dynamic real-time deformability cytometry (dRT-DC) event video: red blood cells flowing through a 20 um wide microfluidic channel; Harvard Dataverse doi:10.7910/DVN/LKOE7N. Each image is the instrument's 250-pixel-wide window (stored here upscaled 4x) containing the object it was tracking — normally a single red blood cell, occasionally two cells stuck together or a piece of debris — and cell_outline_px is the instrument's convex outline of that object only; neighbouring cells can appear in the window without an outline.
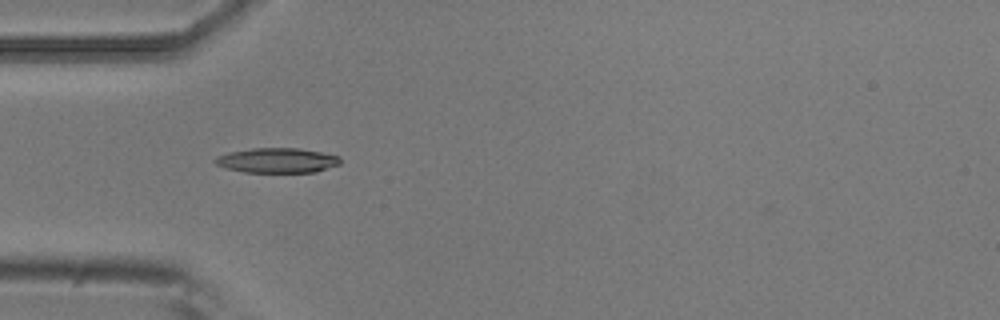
{"species": "common noctule bat (a hibernating species)", "species_latin": "Nyctalus noctula", "temperature_condition": "room temperature", "stored_images_in_passage": 8, "camera_frame_rate_fps": 3000, "um_per_image_px": 0.085, "animal": {"sex": "male", "body_mass_g": 20.5, "forearm_length_mm": 52.5}, "frame": {"image": 1, "passage_image": 4, "time_ms": 1.0, "image_size_px": [1000, 320], "cell_outline_px": [[340, 164], [316, 172], [244, 172], [228, 168], [216, 164], [212, 160], [216, 156], [228, 152], [252, 148], [296, 148], [320, 152], [340, 156]], "centroid_in_image_um": [23.54, 13.63], "position_along_channel_um": 61.5, "area_um2": 18.09}}
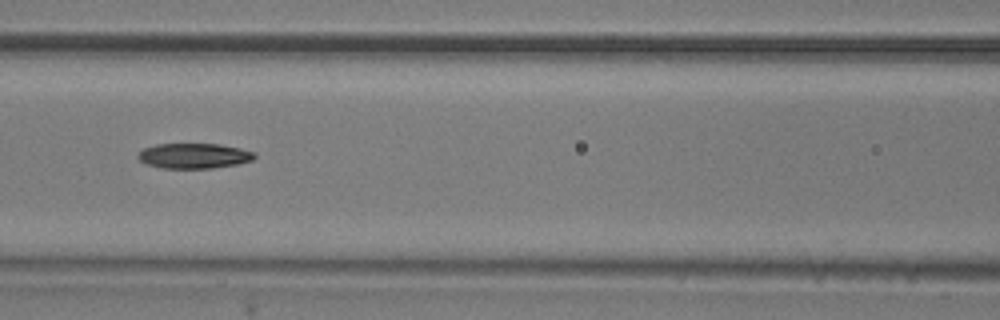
{"frame": {"image": 2, "passage_image": 6, "time_ms": 1.667, "image_size_px": [1000, 320], "cell_outline_px": [[256, 156], [252, 160], [236, 164], [212, 168], [160, 168], [148, 164], [140, 160], [136, 156], [144, 148], [156, 144], [220, 144], [240, 148], [256, 152]], "centroid_in_image_um": [16.5, 13.24], "position_along_channel_um": 150.1, "area_um2": 17.05}}
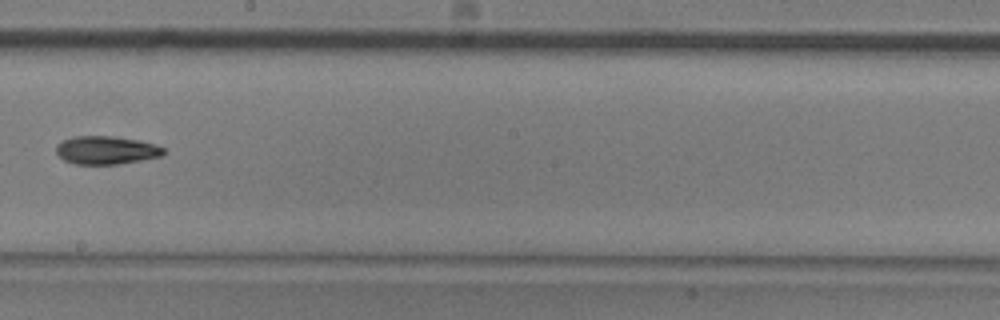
{"frame": {"image": 3, "passage_image": 8, "time_ms": 2.333, "image_size_px": [1000, 320], "cell_outline_px": [[164, 156], [120, 164], [72, 164], [64, 160], [56, 152], [56, 144], [64, 140], [76, 136], [112, 136], [140, 140], [156, 144], [164, 148]], "centroid_in_image_um": [9.06, 12.77], "position_along_channel_um": 239.1, "area_um2": 17.8}}